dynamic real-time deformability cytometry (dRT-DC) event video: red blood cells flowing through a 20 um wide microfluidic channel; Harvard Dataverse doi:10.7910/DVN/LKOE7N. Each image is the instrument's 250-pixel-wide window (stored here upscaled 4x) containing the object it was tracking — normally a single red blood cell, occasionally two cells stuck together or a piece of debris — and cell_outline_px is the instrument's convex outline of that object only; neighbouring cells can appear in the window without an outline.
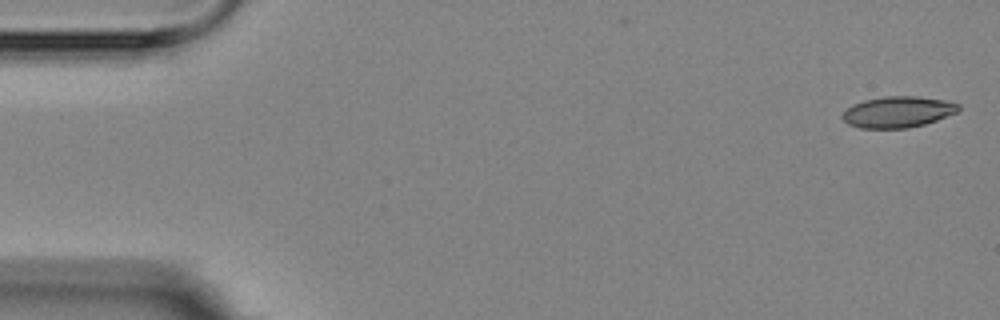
{"species": "Egyptian fruit bat (a non-hibernating species)", "species_latin": "Rousettus aegyptiacus", "temperature_condition": "room temperature", "stored_images_in_passage": 5, "camera_frame_rate_fps": 3000, "um_per_image_px": 0.085, "animal": {"sex": "female"}, "frame": {"image": 1, "passage_image": 1, "time_ms": 0.0, "image_size_px": [1000, 320], "cell_outline_px": [[960, 112], [924, 124], [908, 128], [860, 128], [848, 124], [840, 116], [852, 104], [864, 100], [884, 96], [916, 96], [944, 100], [960, 104]], "centroid_in_image_um": [76.33, 9.51], "position_along_channel_um": 8.7, "area_um2": 21.15}}
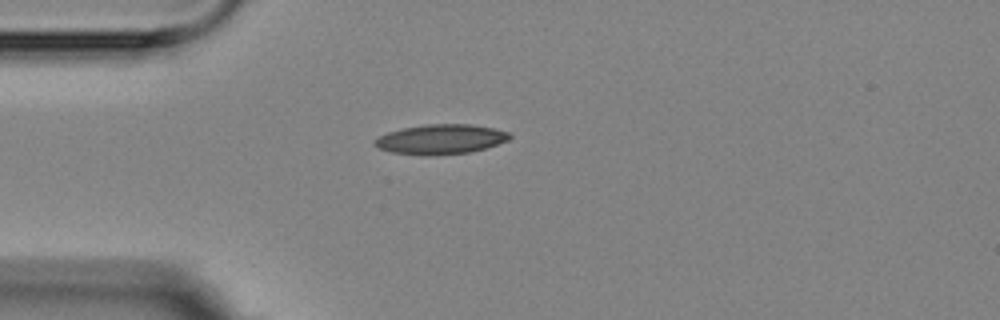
{"frame": {"image": 2, "passage_image": 5, "time_ms": 4.333, "image_size_px": [1000, 320], "cell_outline_px": [[512, 136], [508, 140], [484, 148], [468, 152], [432, 156], [420, 156], [392, 152], [380, 148], [372, 144], [372, 140], [388, 132], [404, 128], [428, 124], [472, 124], [492, 128], [508, 132]], "centroid_in_image_um": [37.42, 11.84], "position_along_channel_um": 47.6, "area_um2": 23.35}}